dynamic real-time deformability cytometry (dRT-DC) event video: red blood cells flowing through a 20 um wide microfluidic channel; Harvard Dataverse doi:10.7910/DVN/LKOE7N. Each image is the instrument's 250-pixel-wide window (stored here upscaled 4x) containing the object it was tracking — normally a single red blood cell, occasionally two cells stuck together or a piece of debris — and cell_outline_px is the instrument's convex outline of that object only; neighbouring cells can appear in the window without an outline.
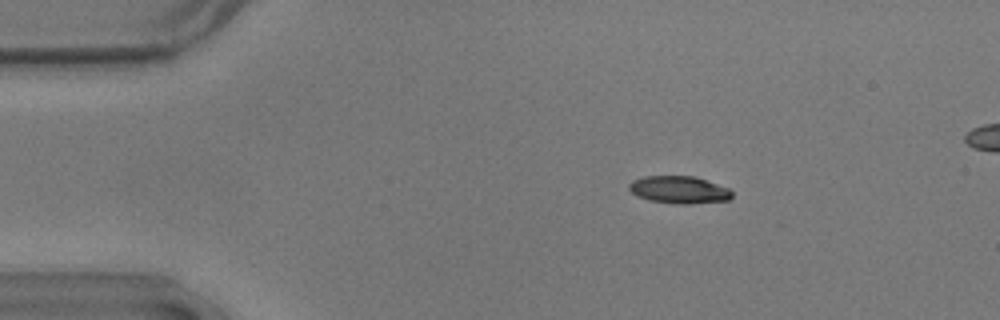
{"species": "common noctule bat (a hibernating species)", "species_latin": "Nyctalus noctula", "temperature_condition": "warm", "stored_images_in_passage": 15, "camera_frame_rate_fps": 3000, "um_per_image_px": 0.085, "animal": {"sex": "male", "body_mass_g": 17.9}, "frame": {"image": 1, "passage_image": 10, "time_ms": 3.0, "image_size_px": [1000, 320], "cell_outline_px": [[732, 196], [728, 200], [688, 204], [676, 204], [648, 200], [636, 196], [628, 188], [628, 184], [632, 180], [644, 176], [696, 176], [728, 188], [732, 192]], "centroid_in_image_um": [57.69, 16.13], "position_along_channel_um": 27.3, "area_um2": 16.53}}